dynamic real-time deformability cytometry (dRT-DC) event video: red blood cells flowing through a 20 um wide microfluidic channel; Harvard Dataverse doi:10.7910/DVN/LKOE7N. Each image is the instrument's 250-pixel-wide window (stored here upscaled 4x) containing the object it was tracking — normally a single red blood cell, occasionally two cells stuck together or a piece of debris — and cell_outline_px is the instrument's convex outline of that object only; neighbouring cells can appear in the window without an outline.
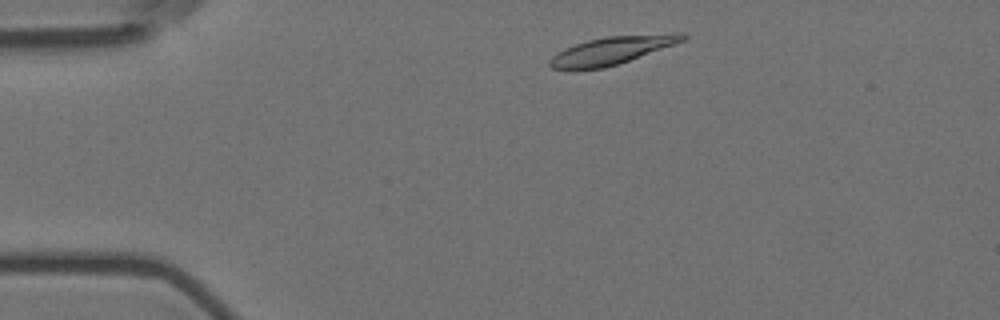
{"species": "Egyptian fruit bat (a non-hibernating species)", "species_latin": "Rousettus aegyptiacus", "temperature_condition": "room temperature", "stored_images_in_passage": 50, "camera_frame_rate_fps": 3000, "um_per_image_px": 0.085, "animal": {"sex": "female"}, "frame": {"image": 1, "passage_image": 4, "time_ms": 1.0, "image_size_px": [1000, 320], "cell_outline_px": [[688, 36], [684, 40], [628, 60], [604, 68], [552, 68], [548, 64], [548, 60], [556, 52], [564, 48], [588, 40], [608, 36], [672, 32], [684, 32]], "centroid_in_image_um": [52.03, 4.24], "position_along_channel_um": 33.0, "area_um2": 21.15}}
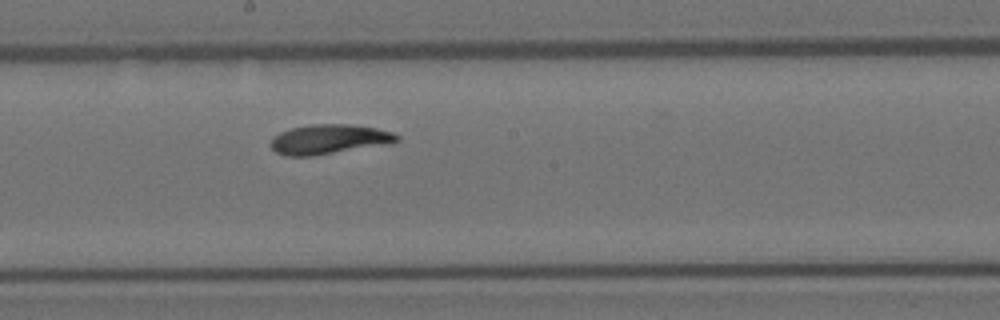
{"frame": {"image": 2, "passage_image": 24, "time_ms": 7.667, "image_size_px": [1000, 320], "cell_outline_px": [[400, 140], [392, 144], [312, 156], [288, 156], [276, 152], [272, 148], [272, 136], [280, 132], [292, 128], [308, 124], [348, 124], [376, 128], [392, 132], [400, 136]], "centroid_in_image_um": [28.01, 11.84], "position_along_channel_um": 220.2, "area_um2": 21.96}}
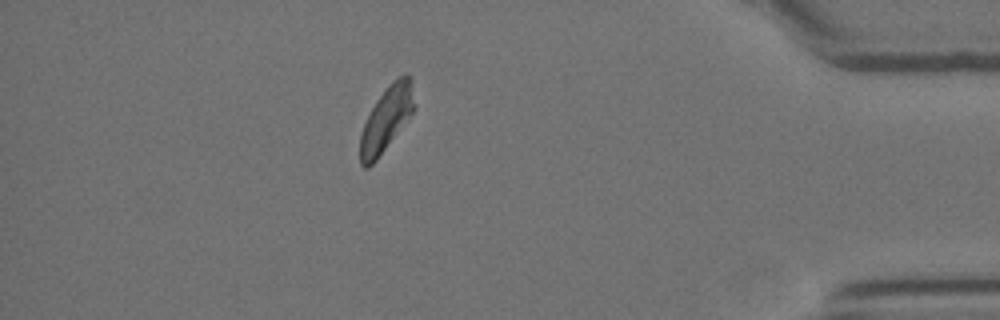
{"frame": {"image": 3, "passage_image": 43, "time_ms": 14.0, "image_size_px": [1000, 320], "cell_outline_px": [[416, 108], [376, 160], [368, 168], [364, 168], [360, 164], [360, 132], [376, 100], [388, 84], [392, 80], [400, 76], [408, 76], [416, 104]], "centroid_in_image_um": [32.82, 10.13], "position_along_channel_um": 402.4, "area_um2": 20.0}, "authors_computed_cell_mechanics": {"area_um2": 21.2126, "velocity_mm_per_s": 3.5423, "shape_relaxation_time_tau1_ms": 3.0273, "shape_relaxation_time_tau2_ms": null, "deformation_change_tau1": 0.1421, "deformation_change_tau2": null}}